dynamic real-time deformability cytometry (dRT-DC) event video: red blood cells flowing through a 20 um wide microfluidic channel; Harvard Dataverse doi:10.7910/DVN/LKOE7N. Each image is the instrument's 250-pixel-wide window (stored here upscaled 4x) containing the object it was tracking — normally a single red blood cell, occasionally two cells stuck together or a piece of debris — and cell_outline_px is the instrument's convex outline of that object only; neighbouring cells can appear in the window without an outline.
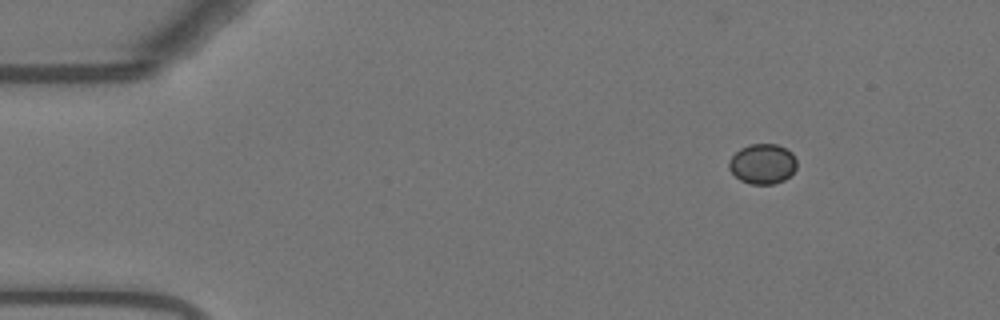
{"species": "Egyptian fruit bat (a non-hibernating species)", "species_latin": "Rousettus aegyptiacus", "temperature_condition": "warm", "stored_images_in_passage": 5, "camera_frame_rate_fps": 3000, "um_per_image_px": 0.085, "animal": {"sex": "female"}, "frame": {"image": 1, "passage_image": 1, "time_ms": 0.0, "image_size_px": [1000, 320], "cell_outline_px": [[796, 168], [784, 180], [772, 184], [752, 184], [740, 180], [728, 168], [728, 160], [740, 148], [748, 144], [776, 144], [792, 152], [796, 160]], "centroid_in_image_um": [64.8, 13.92], "position_along_channel_um": 20.2, "area_um2": 15.78}}